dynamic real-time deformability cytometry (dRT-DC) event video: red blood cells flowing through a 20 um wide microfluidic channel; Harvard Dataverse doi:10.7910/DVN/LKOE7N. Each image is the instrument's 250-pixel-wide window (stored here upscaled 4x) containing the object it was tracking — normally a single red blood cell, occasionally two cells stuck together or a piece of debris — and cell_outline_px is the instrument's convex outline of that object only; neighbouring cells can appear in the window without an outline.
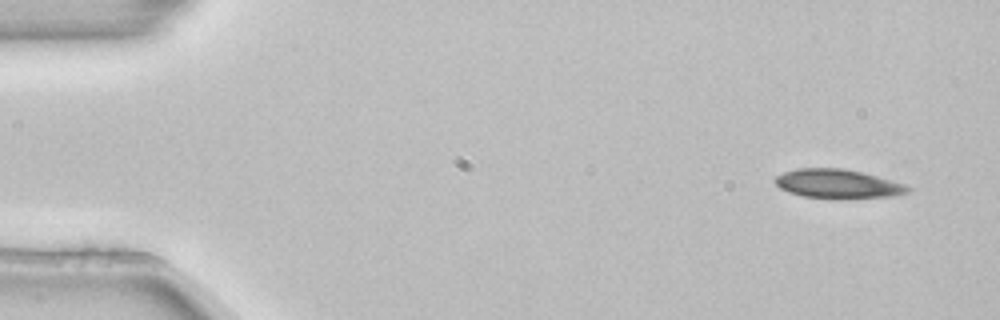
{"species": "common noctule bat (a hibernating species)", "species_latin": "Nyctalus noctula", "temperature_condition": "room temperature", "stored_images_in_passage": 4, "camera_frame_rate_fps": 3000, "um_per_image_px": 0.085, "animal": {"sex": "female", "body_mass_g": 22.7, "forearm_length_mm": 54.2}, "frame": {"image": 1, "passage_image": 1, "time_ms": 0.0, "image_size_px": [1000, 320], "cell_outline_px": [[912, 188], [908, 192], [888, 196], [804, 196], [788, 192], [780, 188], [776, 184], [776, 176], [784, 172], [796, 168], [844, 168], [864, 172], [892, 180], [904, 184]], "centroid_in_image_um": [71.19, 15.57], "position_along_channel_um": 13.8, "area_um2": 21.5}}
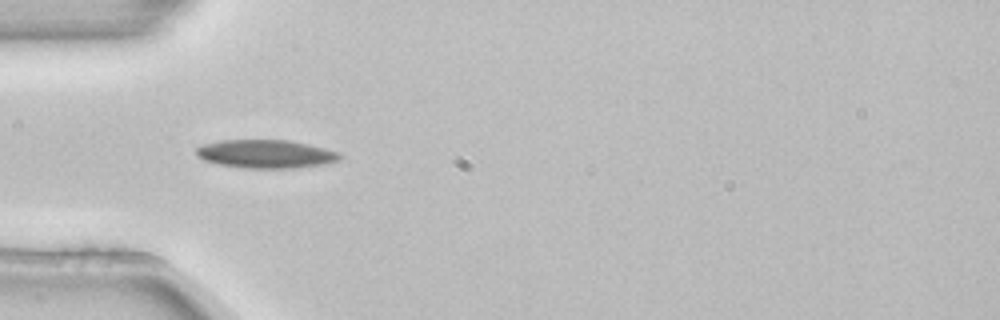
{"frame": {"image": 2, "passage_image": 4, "time_ms": 1.0, "image_size_px": [1000, 320], "cell_outline_px": [[344, 156], [340, 160], [324, 164], [296, 168], [244, 168], [220, 164], [204, 160], [196, 156], [196, 148], [204, 144], [220, 140], [288, 140], [308, 144], [340, 152]], "centroid_in_image_um": [22.62, 13.09], "position_along_channel_um": 62.4, "area_um2": 23.81}}